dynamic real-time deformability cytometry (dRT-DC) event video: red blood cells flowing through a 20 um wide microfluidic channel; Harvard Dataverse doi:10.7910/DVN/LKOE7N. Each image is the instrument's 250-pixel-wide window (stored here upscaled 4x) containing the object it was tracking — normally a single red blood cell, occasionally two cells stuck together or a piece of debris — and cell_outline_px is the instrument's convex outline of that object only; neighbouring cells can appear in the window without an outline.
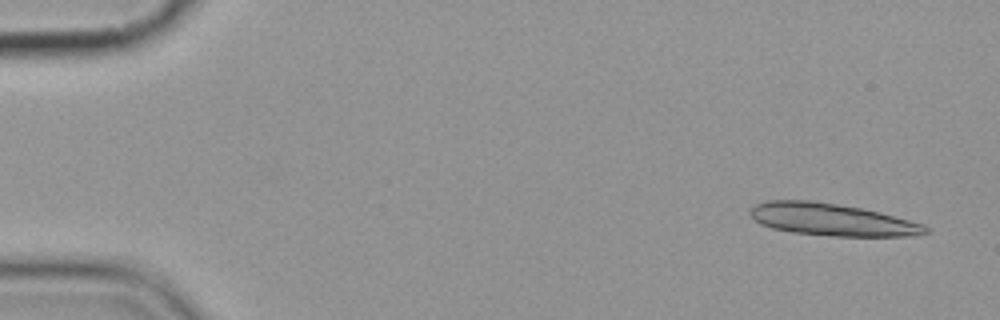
{"species": "common noctule bat (a hibernating species)", "species_latin": "Nyctalus noctula", "temperature_condition": "cold", "stored_images_in_passage": 5, "camera_frame_rate_fps": 3000, "um_per_image_px": 0.085, "animal": {"sex": "female", "body_mass_g": 19.9}, "frame": {"image": 1, "passage_image": 1, "time_ms": 0.0, "image_size_px": [1000, 320], "cell_outline_px": [[928, 232], [908, 236], [832, 236], [792, 232], [772, 228], [760, 224], [748, 212], [752, 204], [764, 200], [812, 200], [860, 208], [880, 212], [924, 224], [928, 228]], "centroid_in_image_um": [70.64, 18.65], "position_along_channel_um": 14.4, "area_um2": 32.95}}